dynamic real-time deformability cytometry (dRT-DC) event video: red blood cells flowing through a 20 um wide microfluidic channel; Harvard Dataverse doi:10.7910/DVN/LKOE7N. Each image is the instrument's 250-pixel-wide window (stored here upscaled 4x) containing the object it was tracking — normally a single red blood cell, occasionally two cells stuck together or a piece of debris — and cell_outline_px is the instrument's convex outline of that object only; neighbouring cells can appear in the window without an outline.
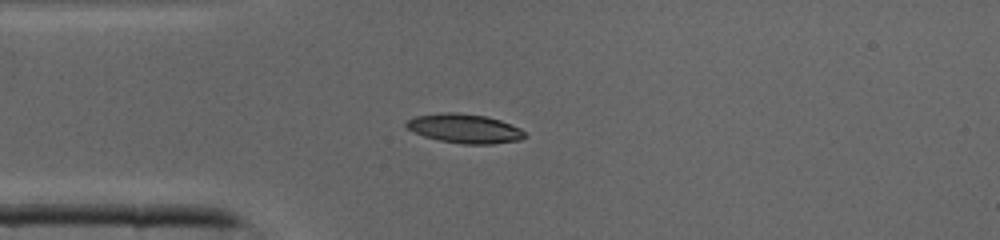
{"species": "common noctule bat (a hibernating species)", "species_latin": "Nyctalus noctula", "temperature_condition": "cold", "stored_images_in_passage": 32, "camera_frame_rate_fps": 3000, "um_per_image_px": 0.085, "animal": {"sex": "male", "body_mass_g": 19.0, "forearm_length_mm": 50.8}, "frame": {"image": 1, "passage_image": 1, "time_ms": 0.0, "image_size_px": [1000, 240], "cell_outline_px": [[524, 136], [520, 140], [492, 144], [460, 144], [440, 140], [424, 136], [408, 128], [404, 124], [408, 120], [416, 116], [444, 112], [456, 112], [484, 116], [500, 120], [520, 128], [524, 132]], "centroid_in_image_um": [39.49, 10.92], "position_along_channel_um": 45.5, "area_um2": 19.88}}
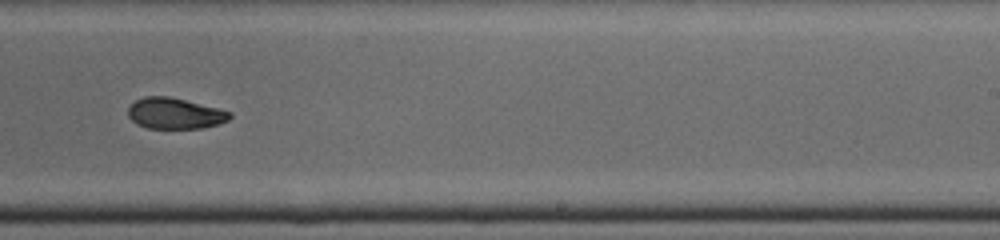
{"frame": {"image": 2, "passage_image": 16, "time_ms": 5.0, "image_size_px": [1000, 240], "cell_outline_px": [[232, 116], [228, 120], [220, 124], [200, 128], [148, 128], [136, 124], [128, 116], [128, 108], [136, 100], [144, 96], [168, 96], [232, 112]], "centroid_in_image_um": [14.85, 9.64], "position_along_channel_um": 274.1, "area_um2": 18.21}}
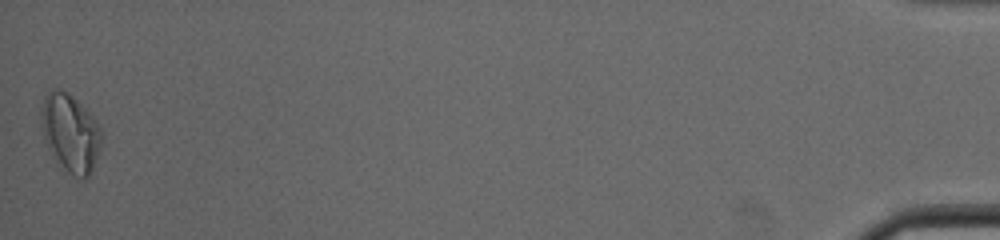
{"frame": {"image": 3, "passage_image": 32, "time_ms": 10.333, "image_size_px": [1000, 240], "cell_outline_px": [[104, 136], [92, 172], [84, 180], [60, 168], [56, 164], [48, 148], [40, 124], [40, 108], [44, 96], [48, 92], [56, 88], [60, 88], [76, 100], [92, 116], [100, 128]], "centroid_in_image_um": [5.96, 11.33], "position_along_channel_um": 429.2, "area_um2": 27.74}}